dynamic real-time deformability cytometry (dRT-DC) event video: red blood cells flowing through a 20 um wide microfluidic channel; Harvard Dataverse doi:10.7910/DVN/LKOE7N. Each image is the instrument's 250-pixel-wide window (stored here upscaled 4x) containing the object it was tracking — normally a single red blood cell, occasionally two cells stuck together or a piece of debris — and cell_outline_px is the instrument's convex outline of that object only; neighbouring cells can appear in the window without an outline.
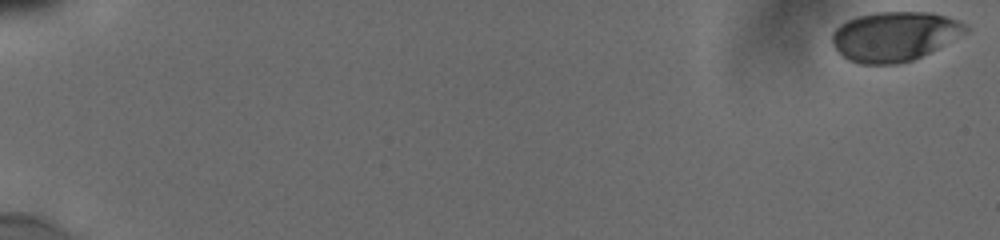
{"species": "human", "species_latin": "Homo sapiens", "temperature_condition": "cold", "stored_images_in_passage": 50, "camera_frame_rate_fps": 3000, "um_per_image_px": 0.085, "donor": {"sex": "male"}, "frame": {"image": 1, "passage_image": 1, "time_ms": 0.0, "image_size_px": [1000, 240], "cell_outline_px": [[968, 32], [912, 60], [896, 64], [860, 64], [848, 60], [832, 44], [832, 32], [840, 24], [856, 16], [880, 12], [932, 12], [956, 20], [964, 24], [968, 28]], "centroid_in_image_um": [76.0, 3.08], "position_along_channel_um": 9.0, "area_um2": 38.15}}
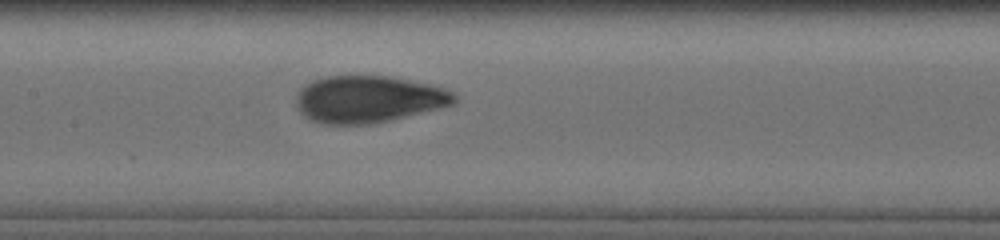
{"frame": {"image": 2, "passage_image": 30, "time_ms": 9.667, "image_size_px": [1000, 240], "cell_outline_px": [[456, 100], [452, 104], [388, 120], [368, 124], [324, 124], [308, 120], [300, 112], [296, 104], [296, 92], [304, 84], [312, 80], [324, 76], [388, 76], [428, 84], [444, 88], [452, 92], [456, 96]], "centroid_in_image_um": [31.21, 8.42], "position_along_channel_um": 176.2, "area_um2": 43.0}}
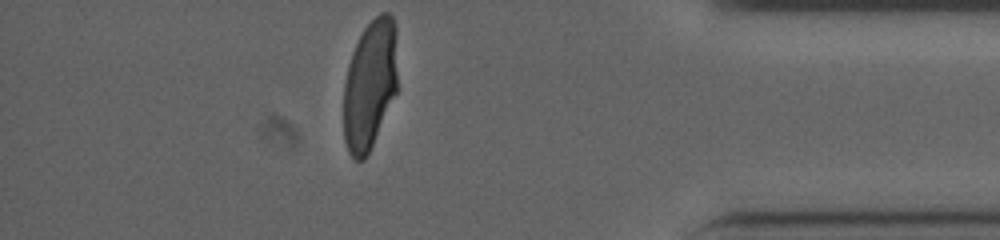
{"frame": {"image": 3, "passage_image": 50, "time_ms": 16.333, "image_size_px": [1000, 240], "cell_outline_px": [[396, 92], [372, 144], [364, 160], [356, 160], [348, 152], [344, 140], [344, 84], [348, 64], [352, 52], [364, 28], [380, 12], [388, 12], [392, 16], [396, 28]], "centroid_in_image_um": [31.42, 7.17], "position_along_channel_um": 403.8, "area_um2": 40.4}, "authors_computed_cell_mechanics": {"area_um2": 41.9628, "velocity_mm_per_s": 3.8414, "shape_relaxation_time_tau1_ms": 4.1336, "shape_relaxation_time_tau2_ms": 0.7348, "deformation_change_tau1": 0.1848, "deformation_change_tau2": 0.0527}}